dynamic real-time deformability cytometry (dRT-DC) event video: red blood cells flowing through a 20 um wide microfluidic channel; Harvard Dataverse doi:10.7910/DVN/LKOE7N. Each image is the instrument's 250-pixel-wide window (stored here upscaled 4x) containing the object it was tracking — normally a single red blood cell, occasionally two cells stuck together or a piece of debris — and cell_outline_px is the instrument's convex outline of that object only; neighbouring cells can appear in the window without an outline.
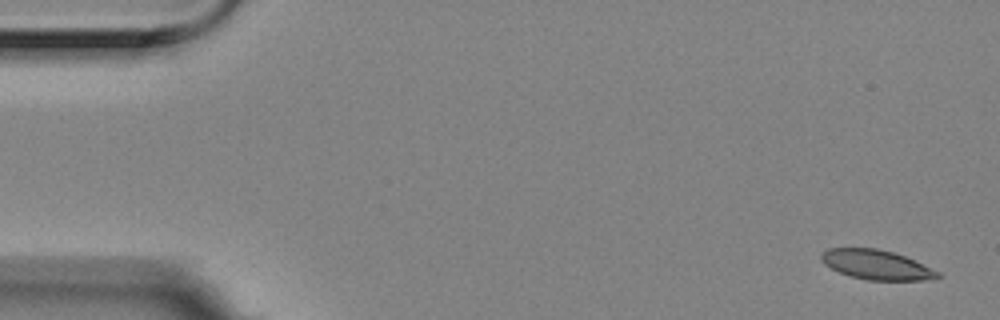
{"species": "Egyptian fruit bat (a non-hibernating species)", "species_latin": "Rousettus aegyptiacus", "temperature_condition": "room temperature", "stored_images_in_passage": 5, "camera_frame_rate_fps": 3000, "um_per_image_px": 0.085, "animal": {"sex": "female"}, "frame": {"image": 1, "passage_image": 1, "time_ms": 0.0, "image_size_px": [1000, 320], "cell_outline_px": [[940, 276], [924, 280], [868, 280], [852, 276], [840, 272], [824, 264], [820, 260], [820, 252], [828, 248], [876, 248], [892, 252], [904, 256], [940, 272]], "centroid_in_image_um": [74.44, 22.49], "position_along_channel_um": 10.6, "area_um2": 19.83}}
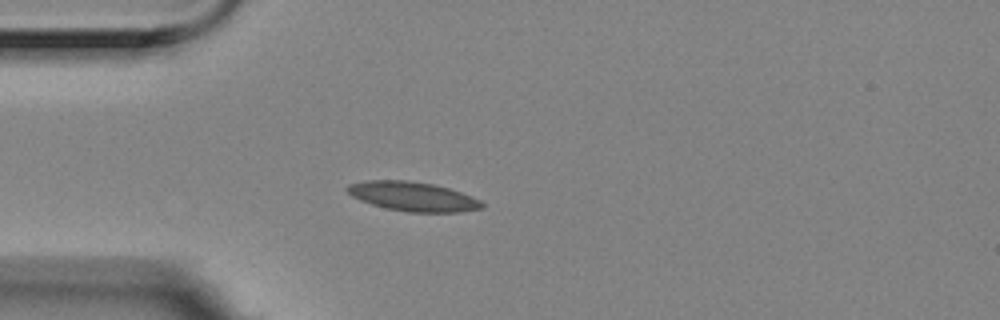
{"frame": {"image": 2, "passage_image": 4, "time_ms": 1.0, "image_size_px": [1000, 320], "cell_outline_px": [[484, 208], [460, 212], [408, 212], [384, 208], [360, 200], [352, 196], [344, 188], [348, 184], [368, 180], [408, 180], [432, 184], [448, 188], [472, 196], [480, 200], [484, 204]], "centroid_in_image_um": [35.08, 16.7], "position_along_channel_um": 49.9, "area_um2": 23.06}}